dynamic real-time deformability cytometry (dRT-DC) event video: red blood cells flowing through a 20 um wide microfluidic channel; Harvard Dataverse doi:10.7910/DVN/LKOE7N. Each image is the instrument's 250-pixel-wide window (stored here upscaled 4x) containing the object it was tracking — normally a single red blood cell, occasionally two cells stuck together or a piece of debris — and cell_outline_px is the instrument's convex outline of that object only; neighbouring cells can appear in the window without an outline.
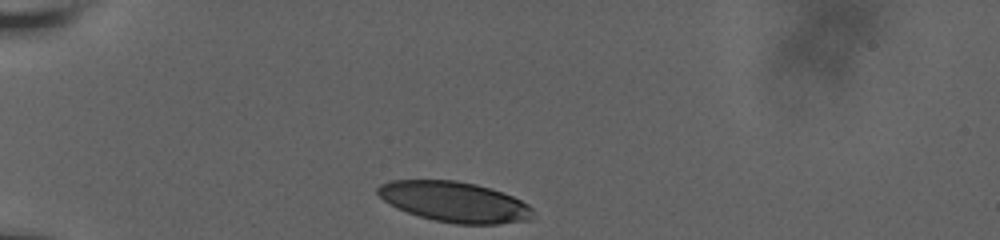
{"species": "human", "species_latin": "Homo sapiens", "temperature_condition": "room temperature", "stored_images_in_passage": 34, "camera_frame_rate_fps": 3000, "um_per_image_px": 0.085, "donor": {"sex": "male"}, "frame": {"image": 1, "passage_image": 1, "time_ms": 0.0, "image_size_px": [1000, 240], "cell_outline_px": [[532, 220], [496, 224], [456, 224], [436, 220], [420, 216], [396, 208], [388, 204], [376, 192], [376, 188], [380, 184], [392, 180], [456, 180], [476, 184], [492, 188], [512, 196], [528, 204], [532, 208]], "centroid_in_image_um": [38.63, 17.15], "position_along_channel_um": 46.4, "area_um2": 36.59}}
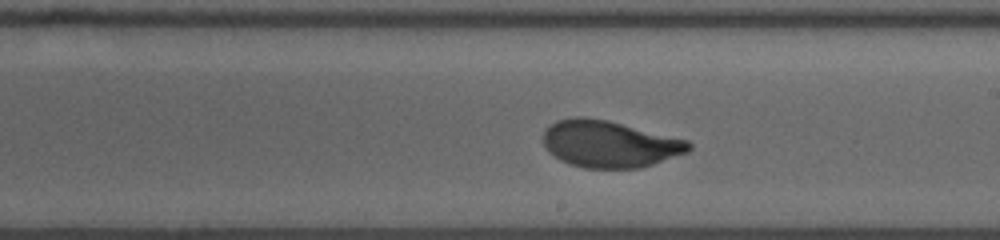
{"frame": {"image": 2, "passage_image": 20, "time_ms": 6.333, "image_size_px": [1000, 240], "cell_outline_px": [[692, 148], [688, 152], [640, 168], [584, 168], [568, 164], [560, 160], [548, 152], [544, 144], [544, 128], [556, 120], [576, 116], [584, 116], [608, 120], [688, 140], [692, 144]], "centroid_in_image_um": [51.78, 12.23], "position_along_channel_um": 237.2, "area_um2": 39.94}}
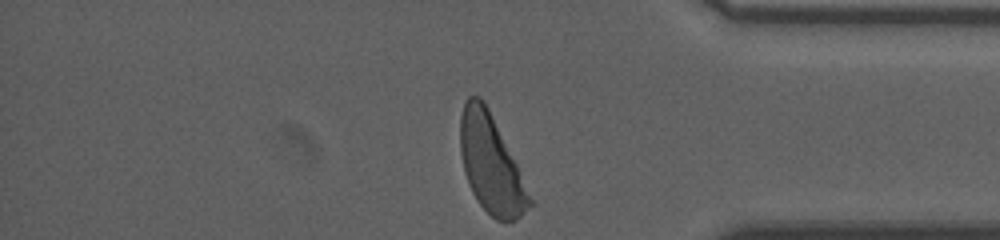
{"frame": {"image": 3, "passage_image": 34, "time_ms": 11.0, "image_size_px": [1000, 240], "cell_outline_px": [[532, 204], [516, 220], [496, 220], [480, 204], [472, 192], [468, 184], [464, 172], [460, 152], [460, 116], [464, 100], [468, 96], [480, 96], [484, 100], [516, 164], [532, 200]], "centroid_in_image_um": [41.69, 13.91], "position_along_channel_um": 393.5, "area_um2": 38.84}, "authors_computed_cell_mechanics": {"area_um2": 39.6508, "velocity_mm_per_s": 3.6435, "shape_relaxation_time_tau1_ms": 3.382, "shape_relaxation_time_tau2_ms": null, "deformation_change_tau1": 0.1578, "deformation_change_tau2": null}}